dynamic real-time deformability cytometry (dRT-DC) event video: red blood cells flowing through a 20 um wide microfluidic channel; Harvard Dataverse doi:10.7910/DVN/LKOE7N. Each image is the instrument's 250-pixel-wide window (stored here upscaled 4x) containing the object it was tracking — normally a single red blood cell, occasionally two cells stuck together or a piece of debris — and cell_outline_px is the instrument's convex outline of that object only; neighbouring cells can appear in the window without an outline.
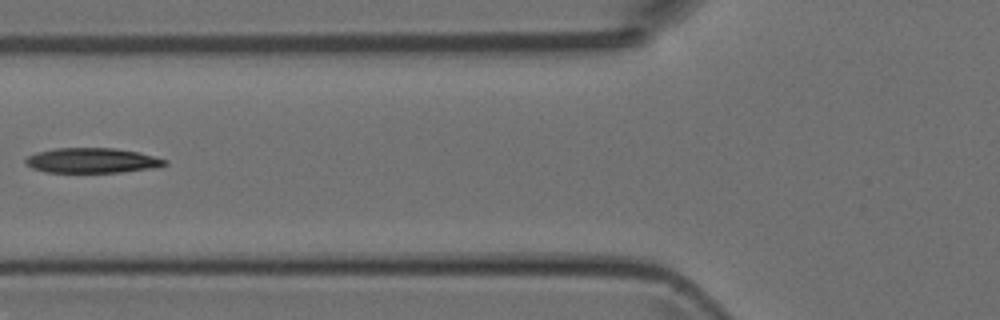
{"species": "Egyptian fruit bat (a non-hibernating species)", "species_latin": "Rousettus aegyptiacus", "temperature_condition": "room temperature", "stored_images_in_passage": 6, "camera_frame_rate_fps": 3000, "um_per_image_px": 0.085, "animal": {"sex": "female"}, "frame": {"image": 1, "passage_image": 6, "time_ms": 5.667, "image_size_px": [1000, 320], "cell_outline_px": [[168, 164], [156, 168], [120, 172], [44, 172], [32, 168], [24, 164], [24, 160], [28, 156], [36, 152], [56, 148], [112, 148], [136, 152], [168, 160]], "centroid_in_image_um": [7.8, 13.65], "position_along_channel_um": 118.0, "area_um2": 20.29}}